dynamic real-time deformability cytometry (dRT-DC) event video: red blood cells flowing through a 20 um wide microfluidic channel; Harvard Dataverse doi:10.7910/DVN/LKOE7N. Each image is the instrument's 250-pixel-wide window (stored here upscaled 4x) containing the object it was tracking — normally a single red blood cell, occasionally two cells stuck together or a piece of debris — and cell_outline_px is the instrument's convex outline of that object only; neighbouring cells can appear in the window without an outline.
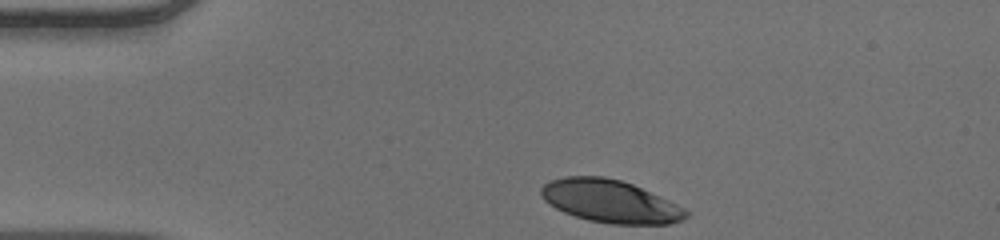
{"species": "human", "species_latin": "Homo sapiens", "temperature_condition": "warm", "stored_images_in_passage": 34, "camera_frame_rate_fps": 3000, "um_per_image_px": 0.085, "donor": {"sex": "male"}, "frame": {"image": 1, "passage_image": 1, "time_ms": 0.0, "image_size_px": [1000, 240], "cell_outline_px": [[688, 216], [680, 220], [668, 224], [612, 224], [588, 220], [564, 212], [556, 208], [544, 200], [540, 192], [540, 188], [544, 184], [552, 180], [564, 176], [604, 176], [620, 180], [632, 184], [668, 200], [684, 208], [688, 212]], "centroid_in_image_um": [51.84, 17.1], "position_along_channel_um": 33.2, "area_um2": 35.78}}
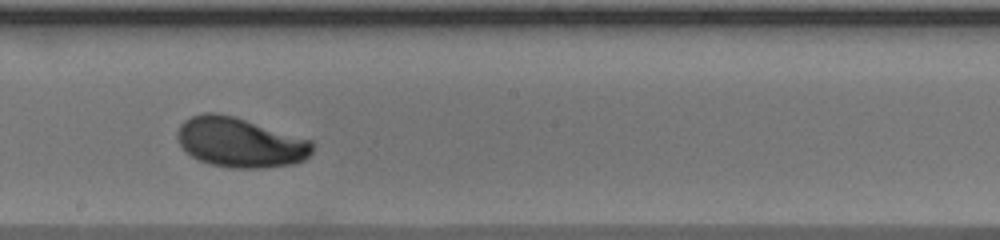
{"frame": {"image": 2, "passage_image": 20, "time_ms": 6.333, "image_size_px": [1000, 240], "cell_outline_px": [[312, 152], [304, 160], [292, 164], [264, 168], [228, 168], [208, 164], [192, 156], [180, 144], [176, 136], [176, 132], [180, 124], [184, 120], [192, 116], [204, 112], [216, 112], [232, 116], [312, 140]], "centroid_in_image_um": [20.38, 12.11], "position_along_channel_um": 227.8, "area_um2": 39.07}}
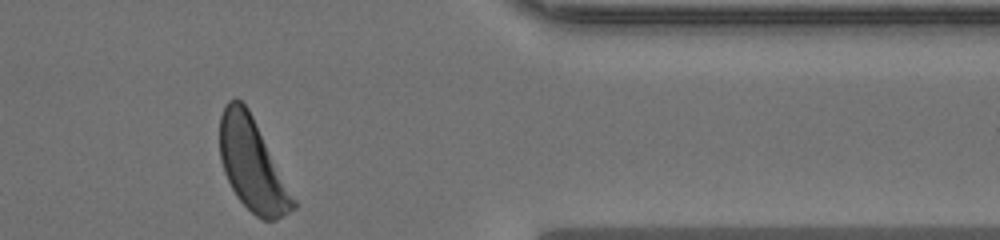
{"frame": {"image": 3, "passage_image": 34, "time_ms": 11.0, "image_size_px": [1000, 240], "cell_outline_px": [[296, 208], [284, 216], [276, 220], [264, 220], [256, 216], [236, 196], [224, 172], [220, 160], [220, 116], [224, 104], [228, 100], [236, 96], [248, 108], [296, 200]], "centroid_in_image_um": [21.43, 13.99], "position_along_channel_um": 390.0, "area_um2": 39.13}, "authors_computed_cell_mechanics": {"area_um2": 38.6682, "velocity_mm_per_s": 3.8876, "shape_relaxation_time_tau1_ms": 2.8409, "shape_relaxation_time_tau2_ms": null, "deformation_change_tau1": 0.1616, "deformation_change_tau2": null}}